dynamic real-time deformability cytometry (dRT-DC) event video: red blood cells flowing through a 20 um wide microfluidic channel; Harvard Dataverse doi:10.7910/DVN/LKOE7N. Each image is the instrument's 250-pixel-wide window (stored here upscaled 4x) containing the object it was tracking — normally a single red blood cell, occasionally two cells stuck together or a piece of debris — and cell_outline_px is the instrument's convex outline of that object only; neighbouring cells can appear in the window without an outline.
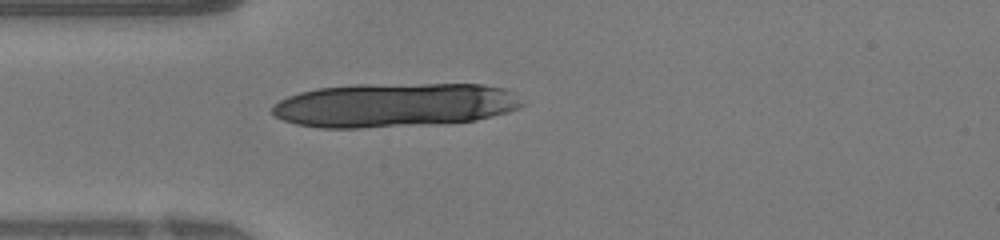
{"species": "human", "species_latin": "Homo sapiens", "temperature_condition": "warm", "stored_images_in_passage": 44, "segment_of_instrument_passage": [3, 4], "camera_frame_rate_fps": 3000, "um_per_image_px": 0.085, "donor": {"sex": "female"}, "frame": {"image": 1, "passage_image": 10, "time_ms": 3.0, "image_size_px": [1000, 240], "cell_outline_px": [[480, 116], [468, 120], [380, 124], [308, 124], [292, 120], [288, 100], [296, 96], [312, 92], [332, 88], [452, 84], [468, 84], [480, 88]], "centroid_in_image_um": [32.94, 8.9], "position_along_channel_um": 52.1, "area_um2": 48.32}}